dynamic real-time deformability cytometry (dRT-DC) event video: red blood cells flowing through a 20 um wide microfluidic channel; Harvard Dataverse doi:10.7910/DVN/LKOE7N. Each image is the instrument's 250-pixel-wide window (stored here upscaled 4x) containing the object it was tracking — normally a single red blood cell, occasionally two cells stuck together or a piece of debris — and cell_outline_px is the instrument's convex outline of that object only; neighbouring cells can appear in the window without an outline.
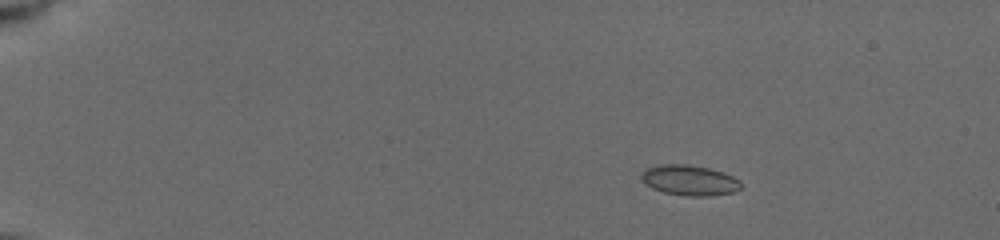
{"species": "common noctule bat (a hibernating species)", "species_latin": "Nyctalus noctula", "temperature_condition": "cold", "stored_images_in_passage": 57, "camera_frame_rate_fps": 3000, "um_per_image_px": 0.085, "animal": {"sex": "female", "body_mass_g": 19.5, "forearm_length_mm": 54.1}, "frame": {"image": 1, "passage_image": 10, "time_ms": 2.333, "image_size_px": [1000, 240], "cell_outline_px": [[740, 188], [732, 192], [712, 196], [688, 196], [664, 192], [652, 188], [640, 176], [648, 168], [668, 164], [684, 164], [708, 168], [732, 176], [740, 180]], "centroid_in_image_um": [58.64, 15.34], "position_along_channel_um": 26.4, "area_um2": 17.11}}
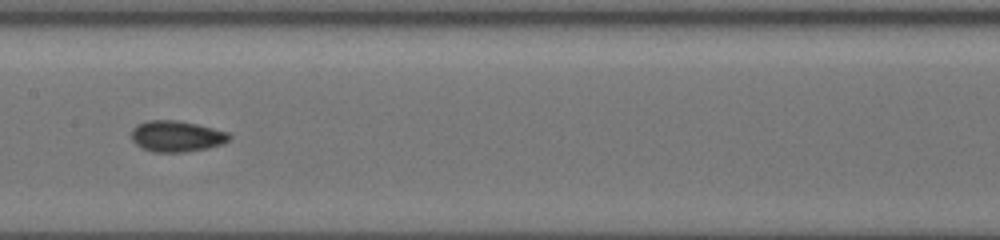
{"frame": {"image": 2, "passage_image": 38, "time_ms": 9.333, "image_size_px": [1000, 240], "cell_outline_px": [[232, 136], [228, 140], [220, 144], [204, 148], [184, 152], [152, 152], [136, 144], [132, 140], [132, 128], [148, 120], [176, 120], [196, 124], [228, 132]], "centroid_in_image_um": [14.99, 11.58], "position_along_channel_um": 192.4, "area_um2": 17.4}}
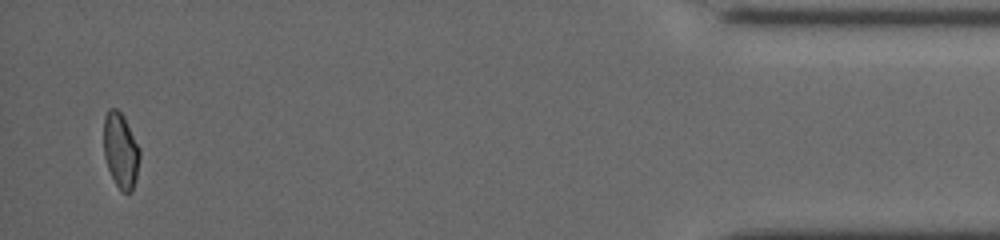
{"frame": {"image": 3, "passage_image": 57, "time_ms": 17.0, "image_size_px": [1000, 240], "cell_outline_px": [[140, 156], [136, 176], [132, 192], [120, 192], [108, 168], [104, 156], [104, 116], [108, 108], [116, 108], [124, 116], [140, 148]], "centroid_in_image_um": [10.26, 12.77], "position_along_channel_um": 424.9, "area_um2": 15.84}, "authors_computed_cell_mechanics": {"area_um2": 16.6464, "velocity_mm_per_s": 3.8939, "shape_relaxation_time_tau1_ms": 5.7435, "shape_relaxation_time_tau2_ms": 3.0786, "deformation_change_tau1": 0.0954, "deformation_change_tau2": 0.0526}}